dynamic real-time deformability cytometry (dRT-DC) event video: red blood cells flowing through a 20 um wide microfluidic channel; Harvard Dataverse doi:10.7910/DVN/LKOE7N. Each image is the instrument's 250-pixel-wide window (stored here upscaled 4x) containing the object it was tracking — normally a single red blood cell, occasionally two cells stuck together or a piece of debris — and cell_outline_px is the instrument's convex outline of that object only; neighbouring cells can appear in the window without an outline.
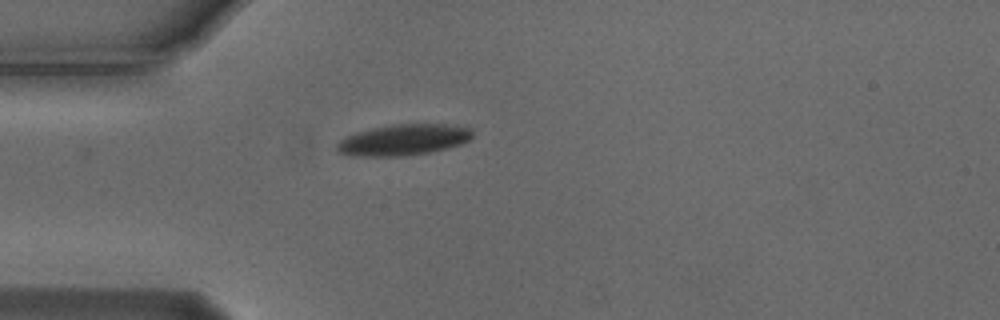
{"species": "Egyptian fruit bat (a non-hibernating species)", "species_latin": "Rousettus aegyptiacus", "temperature_condition": "cold", "stored_images_in_passage": 22, "camera_frame_rate_fps": 3000, "um_per_image_px": 0.085, "animal": {"sex": "male"}, "frame": {"image": 1, "passage_image": 1, "time_ms": 0.0, "image_size_px": [1000, 320], "cell_outline_px": [[472, 136], [468, 140], [460, 144], [448, 148], [432, 152], [404, 156], [352, 156], [336, 152], [336, 144], [344, 136], [356, 132], [372, 128], [392, 124], [448, 124], [472, 128]], "centroid_in_image_um": [34.26, 11.89], "position_along_channel_um": 50.7, "area_um2": 24.8}}
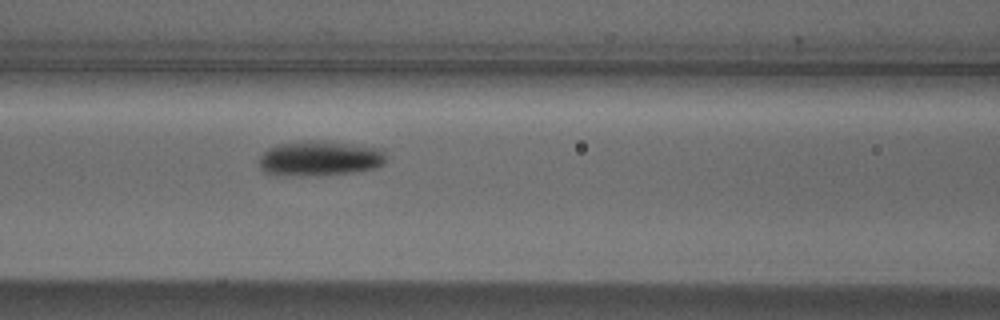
{"frame": {"image": 2, "passage_image": 9, "time_ms": 2.667, "image_size_px": [1000, 320], "cell_outline_px": [[384, 164], [376, 168], [352, 172], [316, 176], [264, 172], [260, 168], [256, 160], [268, 148], [276, 144], [320, 140], [380, 148], [384, 152]], "centroid_in_image_um": [27.16, 13.46], "position_along_channel_um": 139.4, "area_um2": 25.66}}
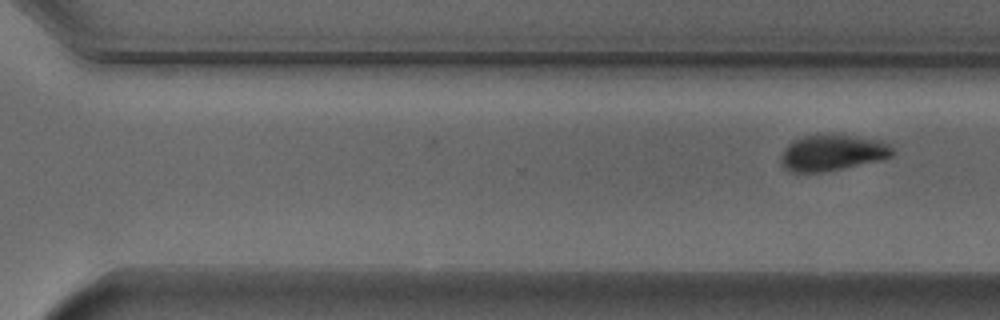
{"frame": {"image": 3, "passage_image": 22, "time_ms": 7.0, "image_size_px": [1000, 320], "cell_outline_px": [[896, 152], [892, 156], [880, 160], [820, 172], [792, 172], [784, 168], [780, 160], [780, 156], [784, 148], [792, 140], [804, 136], [832, 132], [880, 140], [888, 144]], "centroid_in_image_um": [70.73, 12.94], "position_along_channel_um": 299.9, "area_um2": 23.76}}